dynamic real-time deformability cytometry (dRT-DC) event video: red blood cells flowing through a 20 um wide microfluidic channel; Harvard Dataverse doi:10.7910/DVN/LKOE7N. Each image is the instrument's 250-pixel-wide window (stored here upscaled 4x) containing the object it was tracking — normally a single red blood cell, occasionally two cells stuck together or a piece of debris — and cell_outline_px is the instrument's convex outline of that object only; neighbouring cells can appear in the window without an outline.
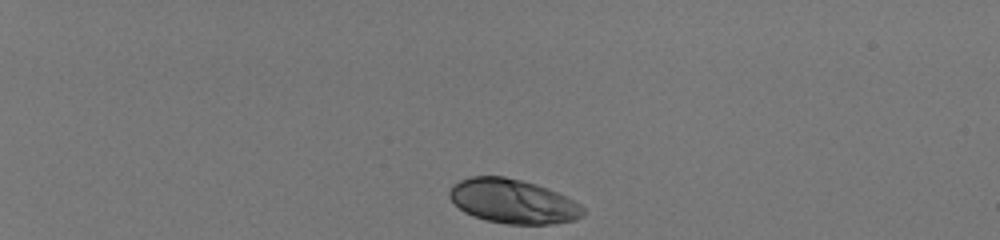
{"species": "human", "species_latin": "Homo sapiens", "temperature_condition": "room temperature", "stored_images_in_passage": 41, "camera_frame_rate_fps": 3000, "um_per_image_px": 0.085, "donor": {"sex": "male"}, "frame": {"image": 1, "passage_image": 1, "time_ms": 0.0, "image_size_px": [1000, 240], "cell_outline_px": [[584, 212], [576, 220], [552, 224], [508, 224], [484, 220], [472, 216], [464, 212], [448, 196], [448, 192], [452, 184], [460, 180], [472, 176], [504, 176], [536, 184], [548, 188], [580, 204], [584, 208]], "centroid_in_image_um": [43.57, 17.11], "position_along_channel_um": 41.4, "area_um2": 34.45}}
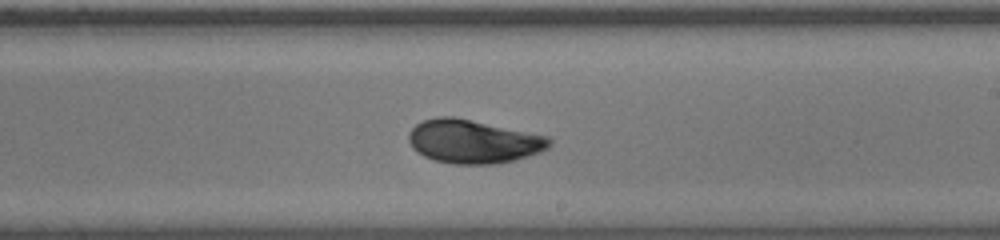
{"frame": {"image": 2, "passage_image": 24, "time_ms": 7.667, "image_size_px": [1000, 240], "cell_outline_px": [[552, 144], [548, 148], [540, 152], [512, 160], [496, 164], [452, 164], [432, 160], [416, 152], [412, 148], [408, 140], [408, 132], [416, 124], [424, 120], [436, 116], [452, 116], [548, 136], [552, 140]], "centroid_in_image_um": [40.19, 12.03], "position_along_channel_um": 248.8, "area_um2": 35.78}}
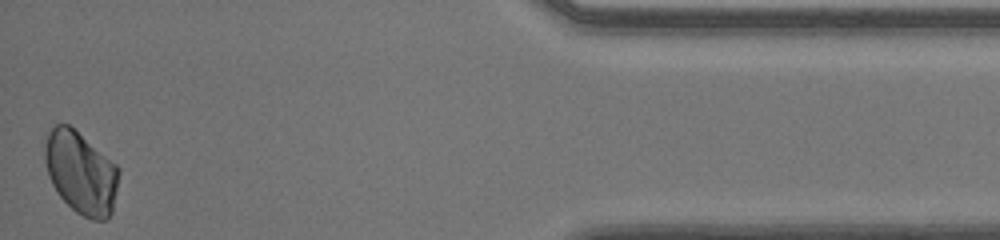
{"frame": {"image": 3, "passage_image": 41, "time_ms": 13.333, "image_size_px": [1000, 240], "cell_outline_px": [[120, 172], [112, 212], [108, 220], [92, 220], [76, 212], [56, 192], [48, 176], [44, 160], [44, 132], [56, 124], [68, 124], [116, 164], [120, 168]], "centroid_in_image_um": [6.85, 14.66], "position_along_channel_um": 428.4, "area_um2": 35.84}, "authors_computed_cell_mechanics": {"area_um2": 34.7956, "velocity_mm_per_s": 4.0315, "shape_relaxation_time_tau1_ms": 2.7577, "shape_relaxation_time_tau2_ms": null, "deformation_change_tau1": 0.1309, "deformation_change_tau2": null}}